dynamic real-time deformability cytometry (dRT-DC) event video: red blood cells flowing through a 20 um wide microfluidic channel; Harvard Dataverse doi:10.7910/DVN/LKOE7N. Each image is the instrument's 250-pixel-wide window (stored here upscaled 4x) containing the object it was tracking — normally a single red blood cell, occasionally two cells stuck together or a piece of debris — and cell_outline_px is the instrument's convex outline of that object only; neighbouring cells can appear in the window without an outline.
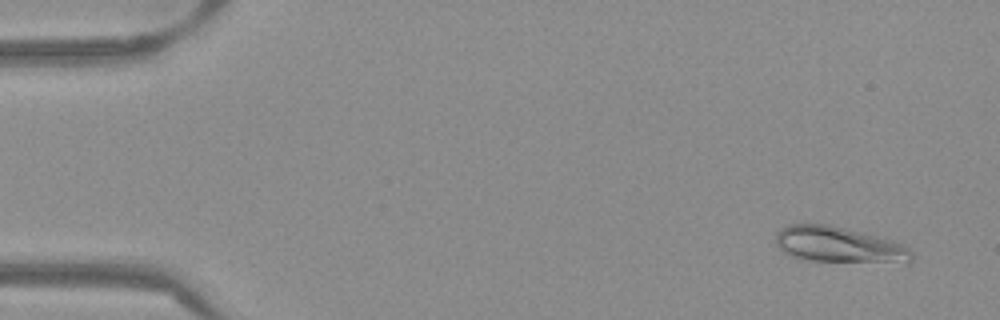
{"species": "Egyptian fruit bat (a non-hibernating species)", "species_latin": "Rousettus aegyptiacus", "temperature_condition": "warm", "stored_images_in_passage": 53, "camera_frame_rate_fps": 3000, "um_per_image_px": 0.085, "frame": {"image": 1, "passage_image": 4, "time_ms": 1.0, "image_size_px": [1000, 320], "cell_outline_px": [[912, 260], [908, 264], [812, 260], [792, 256], [784, 252], [776, 244], [776, 232], [780, 228], [788, 224], [828, 224], [892, 240], [904, 244], [912, 252]], "centroid_in_image_um": [71.36, 20.82], "position_along_channel_um": 13.6, "area_um2": 28.55}}
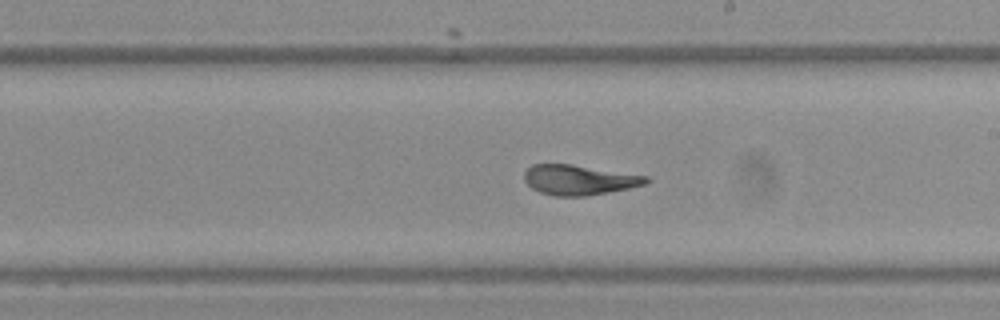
{"frame": {"image": 2, "passage_image": 31, "time_ms": 10.0, "image_size_px": [1000, 320], "cell_outline_px": [[652, 180], [648, 184], [608, 192], [584, 196], [552, 196], [540, 192], [532, 188], [524, 180], [524, 172], [532, 164], [572, 164], [648, 176]], "centroid_in_image_um": [49.24, 15.29], "position_along_channel_um": 239.8, "area_um2": 21.39}}
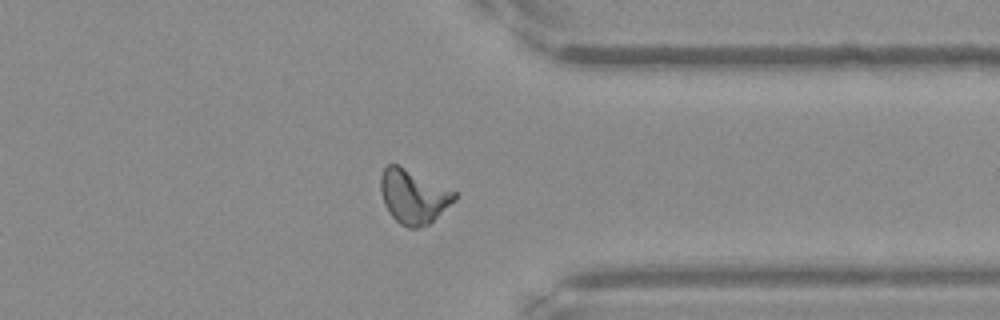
{"frame": {"image": 3, "passage_image": 42, "time_ms": 13.667, "image_size_px": [1000, 320], "cell_outline_px": [[456, 200], [428, 224], [420, 228], [408, 228], [400, 224], [388, 212], [384, 204], [380, 192], [380, 176], [384, 168], [388, 164], [396, 164], [456, 192]], "centroid_in_image_um": [35.1, 16.72], "position_along_channel_um": 376.3, "area_um2": 23.0}, "authors_computed_cell_mechanics": {"area_um2": 22.3686, "velocity_mm_per_s": 3.8443, "shape_relaxation_time_tau1_ms": null, "shape_relaxation_time_tau2_ms": 1.2963, "deformation_change_tau1": null, "deformation_change_tau2": 0.0702}}